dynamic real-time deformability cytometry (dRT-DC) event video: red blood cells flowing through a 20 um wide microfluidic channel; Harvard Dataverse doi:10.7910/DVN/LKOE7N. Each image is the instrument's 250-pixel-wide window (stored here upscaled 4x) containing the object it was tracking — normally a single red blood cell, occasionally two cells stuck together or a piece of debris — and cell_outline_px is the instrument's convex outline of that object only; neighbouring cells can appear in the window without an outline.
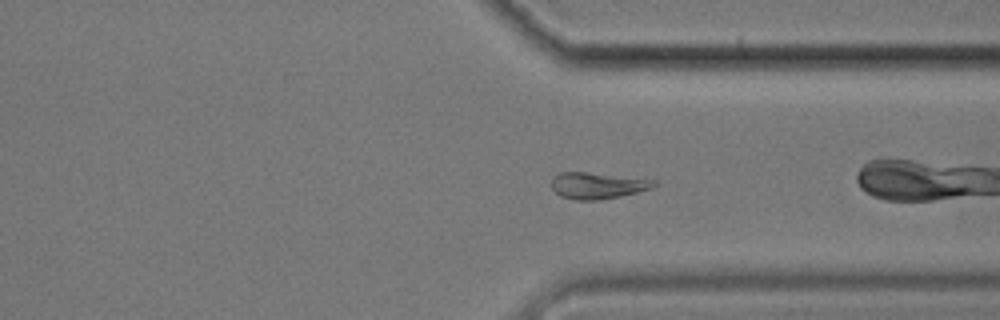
{"species": "common noctule bat (a hibernating species)", "species_latin": "Nyctalus noctula", "temperature_condition": "cold", "stored_images_in_passage": 54, "camera_frame_rate_fps": 3000, "um_per_image_px": 0.085, "animal": {"sex": "male", "body_mass_g": 17.9}, "frame": {"image": 1, "passage_image": 39, "time_ms": 12.667, "image_size_px": [1000, 320], "cell_outline_px": [[656, 184], [652, 188], [620, 196], [600, 200], [576, 200], [560, 196], [552, 188], [552, 176], [560, 172], [588, 172], [656, 180]], "centroid_in_image_um": [50.76, 15.77], "position_along_channel_um": 360.6, "area_um2": 15.72}, "authors_computed_cell_mechanics": {"area_um2": 16.7042, "velocity_mm_per_s": 3.4138, "shape_relaxation_time_tau1_ms": 5.4626, "shape_relaxation_time_tau2_ms": 9.7963, "deformation_change_tau1": 0.1726, "deformation_change_tau2": 0.2102}}